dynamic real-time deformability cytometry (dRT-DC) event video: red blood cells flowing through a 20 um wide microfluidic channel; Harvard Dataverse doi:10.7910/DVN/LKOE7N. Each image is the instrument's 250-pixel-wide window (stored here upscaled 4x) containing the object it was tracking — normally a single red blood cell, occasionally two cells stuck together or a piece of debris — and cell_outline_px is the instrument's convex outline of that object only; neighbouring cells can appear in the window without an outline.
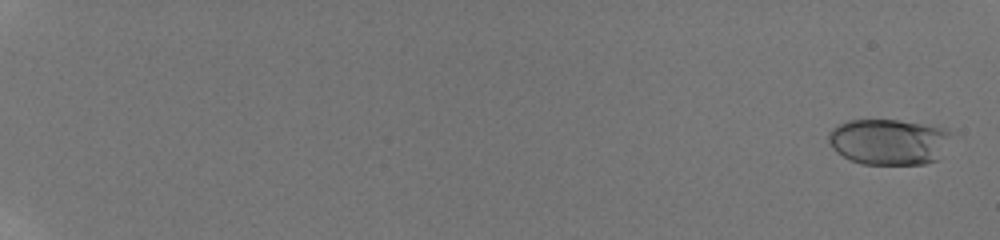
{"species": "human", "species_latin": "Homo sapiens", "temperature_condition": "room temperature", "stored_images_in_passage": 45, "camera_frame_rate_fps": 3000, "um_per_image_px": 0.085, "donor": {"sex": "male"}, "frame": {"image": 1, "passage_image": 2, "time_ms": 0.333, "image_size_px": [1000, 240], "cell_outline_px": [[948, 136], [936, 160], [924, 164], [860, 164], [836, 152], [832, 148], [828, 140], [828, 132], [832, 128], [848, 120], [896, 120], [948, 128]], "centroid_in_image_um": [75.46, 12.04], "position_along_channel_um": 9.5, "area_um2": 32.31}}
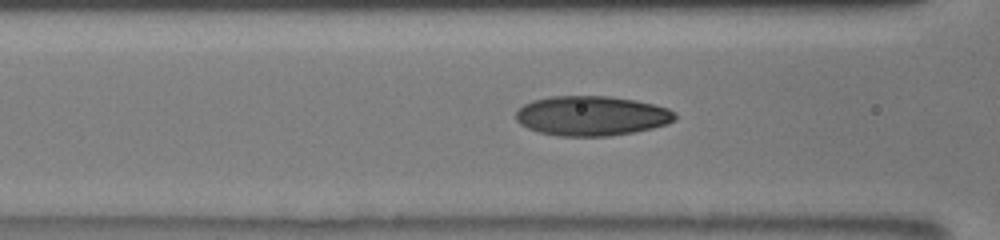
{"frame": {"image": 2, "passage_image": 24, "time_ms": 9.333, "image_size_px": [1000, 240], "cell_outline_px": [[676, 120], [668, 124], [652, 128], [632, 132], [608, 136], [560, 136], [540, 132], [528, 128], [520, 124], [516, 120], [516, 112], [524, 104], [532, 100], [548, 96], [608, 96], [636, 100], [668, 108], [676, 112]], "centroid_in_image_um": [50.29, 9.84], "position_along_channel_um": 116.3, "area_um2": 36.93}}
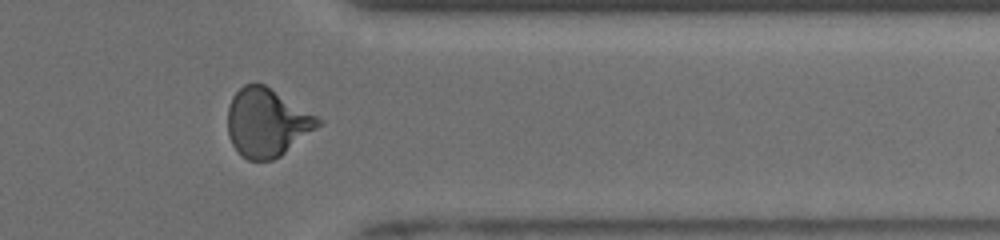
{"frame": {"image": 3, "passage_image": 40, "time_ms": 16.333, "image_size_px": [1000, 240], "cell_outline_px": [[324, 124], [280, 156], [272, 160], [248, 160], [240, 156], [236, 152], [228, 136], [228, 108], [232, 96], [244, 84], [264, 84], [324, 120]], "centroid_in_image_um": [22.7, 10.44], "position_along_channel_um": 388.7, "area_um2": 36.18}}